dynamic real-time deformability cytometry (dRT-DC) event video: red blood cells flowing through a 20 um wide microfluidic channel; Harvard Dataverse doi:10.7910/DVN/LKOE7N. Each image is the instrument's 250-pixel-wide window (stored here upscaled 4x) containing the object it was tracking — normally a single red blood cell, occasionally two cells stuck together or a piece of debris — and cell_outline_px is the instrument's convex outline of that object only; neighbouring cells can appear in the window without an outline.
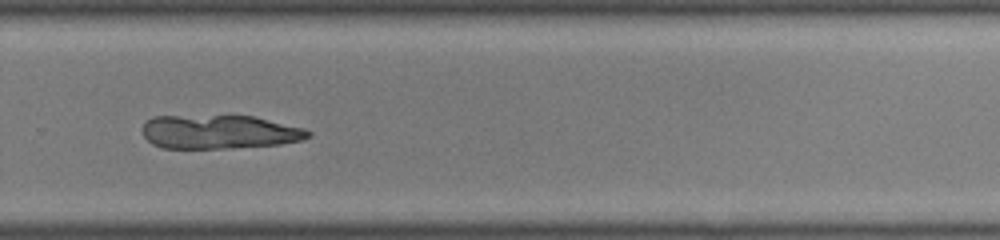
{"species": "common noctule bat (a hibernating species)", "species_latin": "Nyctalus noctula", "temperature_condition": "room temperature", "stored_images_in_passage": 32, "camera_frame_rate_fps": 3000, "um_per_image_px": 0.085, "animal": {"sex": "male", "body_mass_g": 19.0, "forearm_length_mm": 50.8}, "frame": {"image": 1, "passage_image": 18, "time_ms": 5.667, "image_size_px": [1000, 240], "cell_outline_px": [[312, 136], [300, 140], [280, 144], [224, 148], [164, 148], [152, 144], [144, 136], [140, 128], [152, 116], [252, 116], [304, 128], [312, 132]], "centroid_in_image_um": [18.61, 11.21], "position_along_channel_um": 311.2, "area_um2": 32.54}}